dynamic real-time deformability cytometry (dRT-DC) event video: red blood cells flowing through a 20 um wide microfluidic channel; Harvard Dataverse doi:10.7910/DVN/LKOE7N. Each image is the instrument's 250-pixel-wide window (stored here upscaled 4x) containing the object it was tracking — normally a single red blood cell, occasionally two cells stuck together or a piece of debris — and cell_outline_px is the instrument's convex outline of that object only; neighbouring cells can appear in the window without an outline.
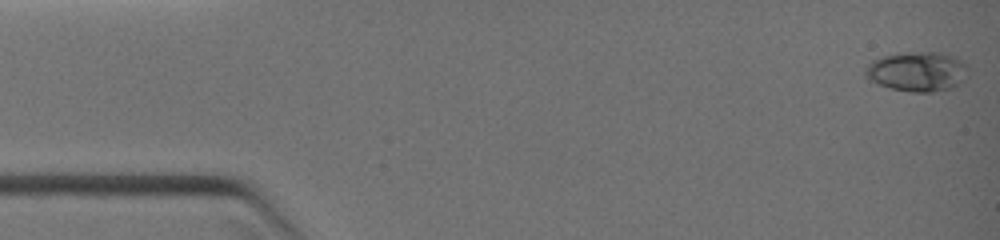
{"species": "common noctule bat (a hibernating species)", "species_latin": "Nyctalus noctula", "temperature_condition": "warm", "stored_images_in_passage": 4, "camera_frame_rate_fps": 3000, "um_per_image_px": 0.085, "animal": {"sex": "female", "body_mass_g": 19.0, "forearm_length_mm": 51.5}, "frame": {"image": 1, "passage_image": 1, "time_ms": 0.0, "image_size_px": [1000, 240], "cell_outline_px": [[964, 64], [960, 84], [952, 88], [932, 92], [912, 92], [892, 88], [880, 84], [872, 80], [864, 72], [864, 68], [872, 60], [884, 56], [924, 52], [932, 52], [952, 56]], "centroid_in_image_um": [77.9, 6.1], "position_along_channel_um": 7.1, "area_um2": 22.66}}
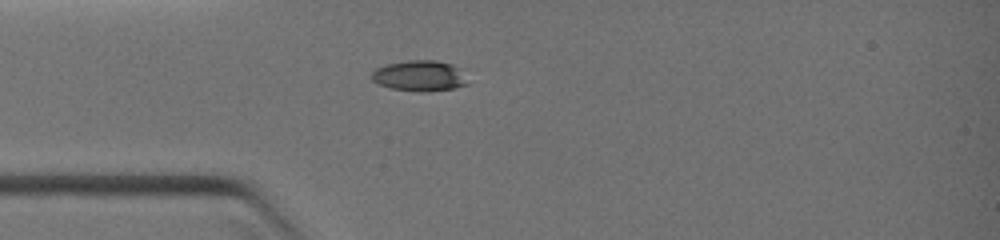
{"frame": {"image": 2, "passage_image": 4, "time_ms": 3.0, "image_size_px": [1000, 240], "cell_outline_px": [[468, 84], [452, 88], [392, 88], [380, 84], [372, 80], [368, 76], [376, 68], [384, 64], [408, 60], [436, 60], [452, 64], [460, 68]], "centroid_in_image_um": [35.61, 6.36], "position_along_channel_um": 49.4, "area_um2": 16.3}}